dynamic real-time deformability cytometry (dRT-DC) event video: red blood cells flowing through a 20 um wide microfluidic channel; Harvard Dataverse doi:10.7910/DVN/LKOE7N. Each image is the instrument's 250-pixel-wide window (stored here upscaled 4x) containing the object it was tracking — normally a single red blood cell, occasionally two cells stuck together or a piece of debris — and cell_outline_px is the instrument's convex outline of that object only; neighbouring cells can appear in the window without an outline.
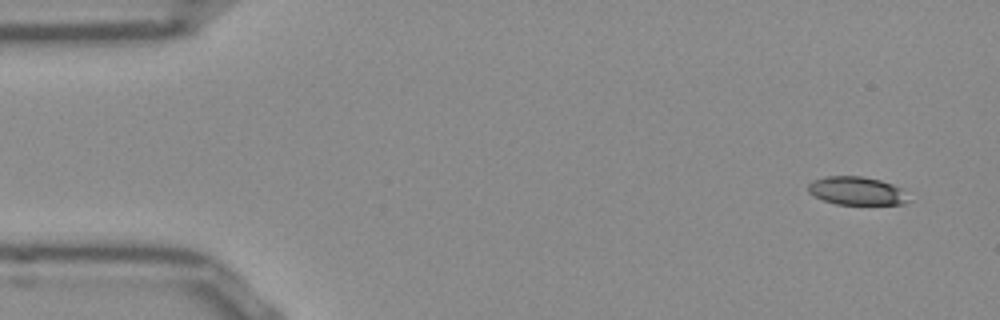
{"species": "Egyptian fruit bat (a non-hibernating species)", "species_latin": "Rousettus aegyptiacus", "temperature_condition": "room temperature", "stored_images_in_passage": 9, "camera_frame_rate_fps": 3000, "um_per_image_px": 0.085, "frame": {"image": 1, "passage_image": 1, "time_ms": 0.0, "image_size_px": [1000, 320], "cell_outline_px": [[912, 200], [904, 204], [836, 204], [824, 200], [808, 192], [808, 184], [812, 180], [824, 176], [860, 176], [880, 180], [892, 184], [900, 188]], "centroid_in_image_um": [72.83, 16.22], "position_along_channel_um": 12.2, "area_um2": 16.53}}